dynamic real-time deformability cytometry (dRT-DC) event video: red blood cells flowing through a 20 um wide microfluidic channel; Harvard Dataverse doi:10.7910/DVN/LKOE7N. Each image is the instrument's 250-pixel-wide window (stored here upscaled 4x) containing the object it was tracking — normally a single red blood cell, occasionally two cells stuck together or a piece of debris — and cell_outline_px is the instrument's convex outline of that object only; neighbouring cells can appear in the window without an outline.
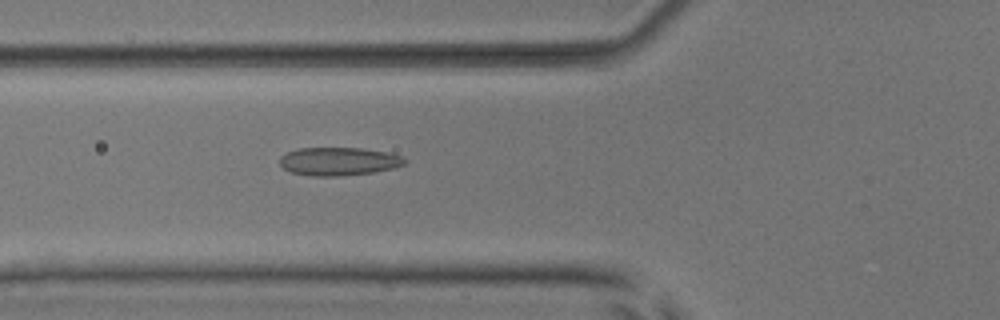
{"species": "common noctule bat (a hibernating species)", "species_latin": "Nyctalus noctula", "temperature_condition": "room temperature", "stored_images_in_passage": 50, "camera_frame_rate_fps": 3000, "um_per_image_px": 0.085, "animal": {"sex": "male", "body_mass_g": 17.9, "forearm_length_mm": 54.2}, "frame": {"image": 1, "passage_image": 17, "time_ms": 5.333, "image_size_px": [1000, 320], "cell_outline_px": [[408, 160], [404, 164], [392, 168], [376, 172], [336, 176], [312, 176], [288, 172], [280, 164], [280, 156], [288, 152], [300, 148], [360, 148], [388, 152], [400, 156]], "centroid_in_image_um": [28.78, 13.72], "position_along_channel_um": 97.0, "area_um2": 20.52}}
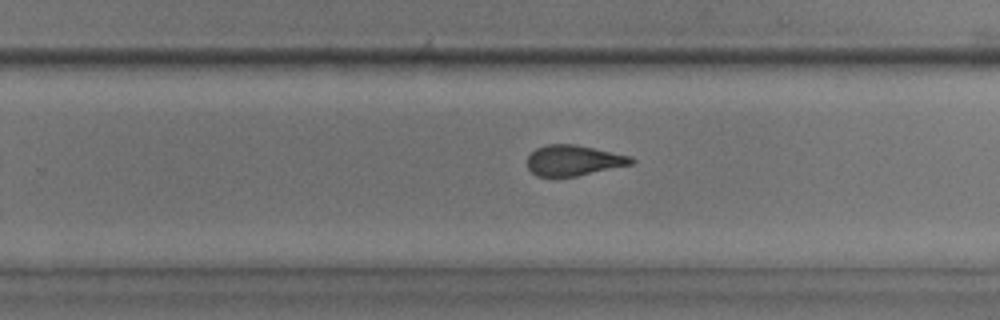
{"frame": {"image": 2, "passage_image": 31, "time_ms": 10.0, "image_size_px": [1000, 320], "cell_outline_px": [[636, 160], [632, 164], [576, 176], [536, 176], [528, 168], [528, 156], [536, 148], [548, 144], [576, 144], [632, 156]], "centroid_in_image_um": [48.77, 13.62], "position_along_channel_um": 281.0, "area_um2": 18.44}}
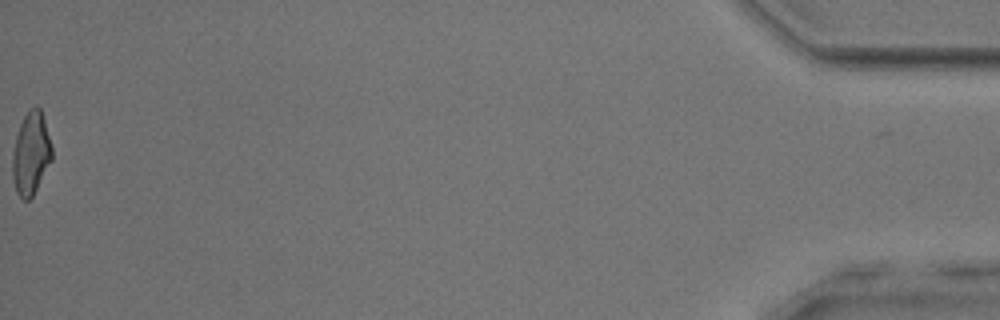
{"frame": {"image": 3, "passage_image": 50, "time_ms": 16.333, "image_size_px": [1000, 320], "cell_outline_px": [[52, 160], [32, 196], [28, 200], [24, 200], [16, 192], [12, 176], [12, 152], [16, 136], [20, 124], [28, 108], [36, 104], [40, 108], [44, 120], [52, 148]], "centroid_in_image_um": [2.62, 13.01], "position_along_channel_um": 432.6, "area_um2": 19.02}, "authors_computed_cell_mechanics": {"area_um2": 19.4208, "velocity_mm_per_s": 3.9515, "shape_relaxation_time_tau1_ms": 9.572, "shape_relaxation_time_tau2_ms": 1.5225, "deformation_change_tau1": 0.205, "deformation_change_tau2": 0.0845}}